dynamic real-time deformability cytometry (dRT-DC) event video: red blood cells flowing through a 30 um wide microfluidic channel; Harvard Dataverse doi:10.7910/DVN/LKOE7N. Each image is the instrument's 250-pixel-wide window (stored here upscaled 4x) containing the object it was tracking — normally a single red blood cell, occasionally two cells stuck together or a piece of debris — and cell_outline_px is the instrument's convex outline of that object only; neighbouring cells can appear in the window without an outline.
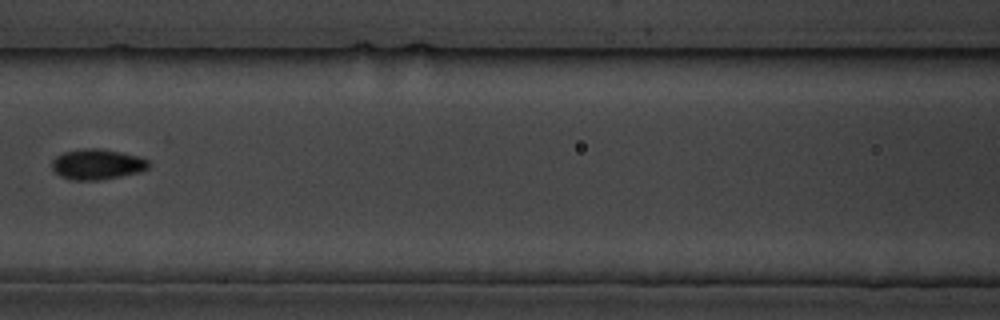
{"species": "common noctule bat (a hibernating species)", "species_latin": "Nyctalus noctula", "temperature_condition": "cold", "stored_images_in_passage": 11, "camera_frame_rate_fps": 3000, "um_per_image_px": 0.085, "animal": {"sex": "male", "body_mass_g": 19.5, "forearm_length_mm": 54.6}, "frame": {"image": 1, "passage_image": 4, "time_ms": 3.333, "image_size_px": [1000, 320], "cell_outline_px": [[148, 168], [140, 172], [100, 180], [68, 180], [60, 176], [52, 168], [52, 160], [56, 156], [64, 152], [84, 148], [100, 148], [140, 156], [148, 160]], "centroid_in_image_um": [8.24, 13.96], "position_along_channel_um": 158.4, "area_um2": 17.22}}
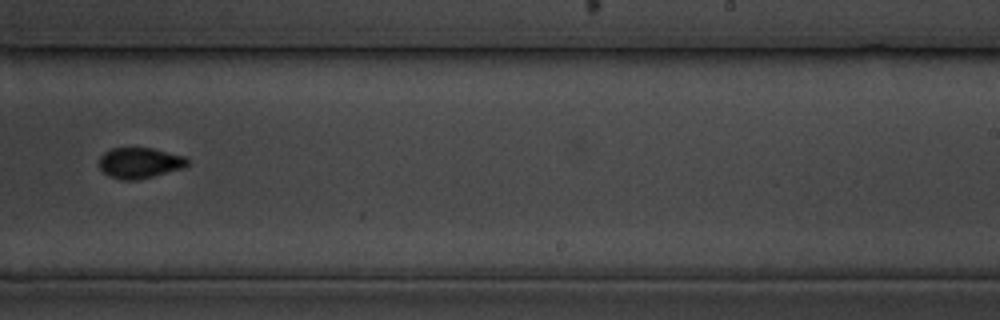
{"frame": {"image": 2, "passage_image": 7, "time_ms": 6.667, "image_size_px": [1000, 320], "cell_outline_px": [[188, 164], [184, 168], [136, 180], [120, 180], [108, 176], [100, 168], [100, 156], [104, 152], [112, 148], [152, 148], [184, 156], [188, 160]], "centroid_in_image_um": [11.86, 13.85], "position_along_channel_um": 277.1, "area_um2": 15.72}}